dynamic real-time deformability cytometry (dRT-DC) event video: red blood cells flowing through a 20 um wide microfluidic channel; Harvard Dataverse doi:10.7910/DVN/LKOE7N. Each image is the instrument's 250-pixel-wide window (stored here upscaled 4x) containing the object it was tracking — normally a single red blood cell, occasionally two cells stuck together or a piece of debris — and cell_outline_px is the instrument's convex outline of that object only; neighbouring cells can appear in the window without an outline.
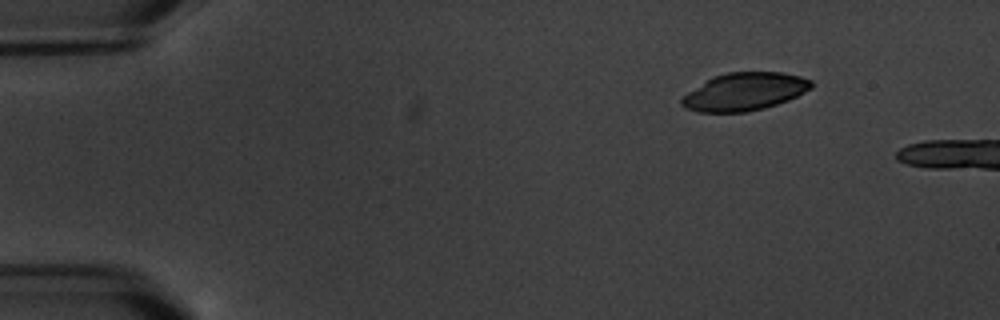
{"species": "common noctule bat (a hibernating species)", "species_latin": "Nyctalus noctula", "temperature_condition": "warm", "stored_images_in_passage": 5, "camera_frame_rate_fps": 3000, "um_per_image_px": 0.085, "animal": {"sex": "male", "body_mass_g": 20.1, "forearm_length_mm": 53.5}, "frame": {"image": 1, "passage_image": 1, "time_ms": 0.0, "image_size_px": [1000, 320], "cell_outline_px": [[812, 88], [788, 100], [764, 108], [748, 112], [700, 112], [684, 108], [680, 104], [680, 100], [688, 92], [712, 76], [728, 72], [780, 72], [800, 76], [812, 80]], "centroid_in_image_um": [63.27, 7.79], "position_along_channel_um": 21.7, "area_um2": 28.5}}
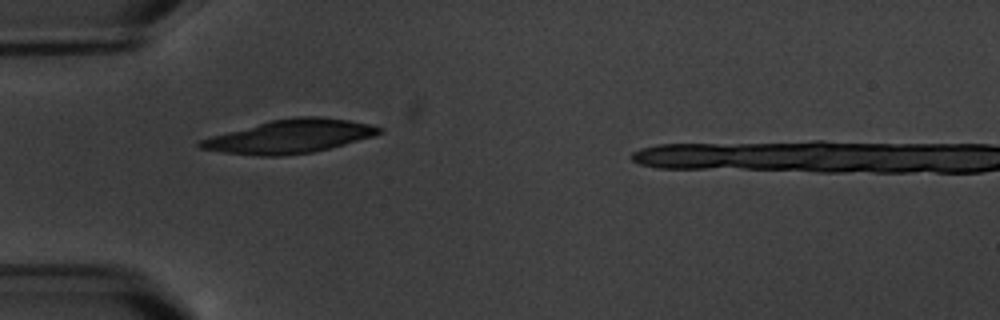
{"frame": {"image": 2, "passage_image": 4, "time_ms": 3.667, "image_size_px": [1000, 320], "cell_outline_px": [[384, 132], [372, 136], [344, 144], [312, 152], [280, 156], [260, 156], [224, 152], [200, 148], [196, 144], [200, 140], [212, 136], [272, 120], [296, 116], [320, 116], [348, 120], [368, 124], [380, 128]], "centroid_in_image_um": [24.63, 11.59], "position_along_channel_um": 60.4, "area_um2": 34.28}}